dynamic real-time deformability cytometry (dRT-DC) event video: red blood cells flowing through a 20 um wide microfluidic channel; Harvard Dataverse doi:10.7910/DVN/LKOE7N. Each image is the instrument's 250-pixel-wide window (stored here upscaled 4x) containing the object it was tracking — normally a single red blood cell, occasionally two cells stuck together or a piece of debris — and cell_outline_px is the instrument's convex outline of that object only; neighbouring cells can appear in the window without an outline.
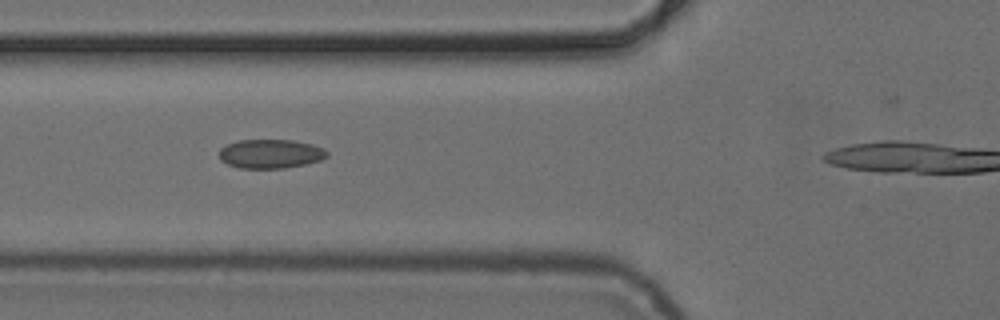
{"species": "common noctule bat (a hibernating species)", "species_latin": "Nyctalus noctula", "temperature_condition": "cold", "stored_images_in_passage": 7, "segment_of_instrument_passage": [1, 2], "camera_frame_rate_fps": 3000, "um_per_image_px": 0.085, "animal": {"sex": "female", "body_mass_g": 24.6, "forearm_length_mm": 56.2}, "frame": {"image": 1, "passage_image": 5, "time_ms": 4.667, "image_size_px": [1000, 320], "cell_outline_px": [[328, 156], [320, 160], [304, 164], [284, 168], [240, 168], [228, 164], [220, 160], [220, 148], [236, 140], [292, 140], [312, 144], [324, 148], [328, 152]], "centroid_in_image_um": [23.0, 13.07], "position_along_channel_um": 102.8, "area_um2": 18.21}}
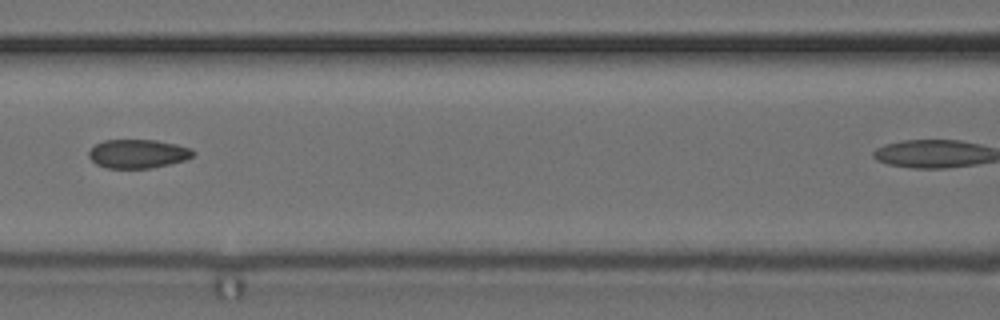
{"frame": {"image": 2, "passage_image": 6, "time_ms": 6.0, "image_size_px": [1000, 320], "cell_outline_px": [[196, 152], [192, 156], [184, 160], [152, 168], [104, 168], [96, 164], [88, 156], [88, 152], [96, 144], [104, 140], [156, 140], [176, 144], [192, 148]], "centroid_in_image_um": [11.72, 13.07], "position_along_channel_um": 154.9, "area_um2": 17.51}}